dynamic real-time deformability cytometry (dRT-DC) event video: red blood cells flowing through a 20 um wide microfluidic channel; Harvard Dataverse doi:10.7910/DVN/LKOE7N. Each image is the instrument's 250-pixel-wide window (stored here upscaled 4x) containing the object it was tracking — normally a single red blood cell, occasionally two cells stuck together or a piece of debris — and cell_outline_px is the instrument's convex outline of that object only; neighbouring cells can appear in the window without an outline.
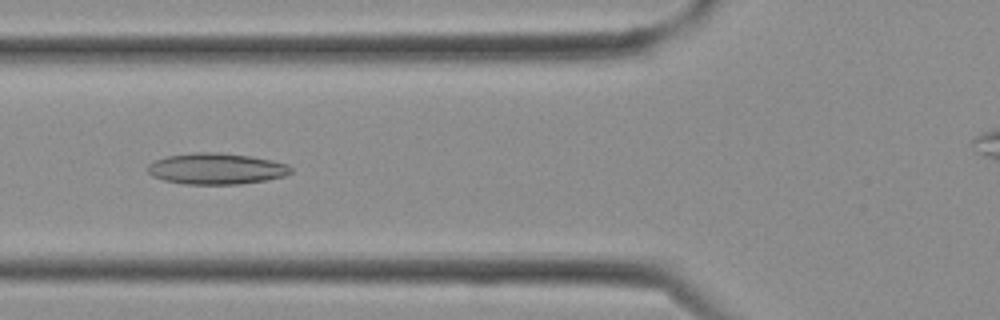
{"species": "Egyptian fruit bat (a non-hibernating species)", "species_latin": "Rousettus aegyptiacus", "temperature_condition": "cold", "stored_images_in_passage": 18, "camera_frame_rate_fps": 3000, "um_per_image_px": 0.085, "frame": {"image": 1, "passage_image": 11, "time_ms": 3.333, "image_size_px": [1000, 320], "cell_outline_px": [[292, 172], [284, 176], [264, 180], [240, 184], [184, 184], [164, 180], [152, 176], [144, 168], [148, 164], [156, 160], [168, 156], [192, 152], [216, 152], [252, 156], [272, 160], [288, 164], [292, 168]], "centroid_in_image_um": [18.37, 14.33], "position_along_channel_um": 107.4, "area_um2": 26.13}}
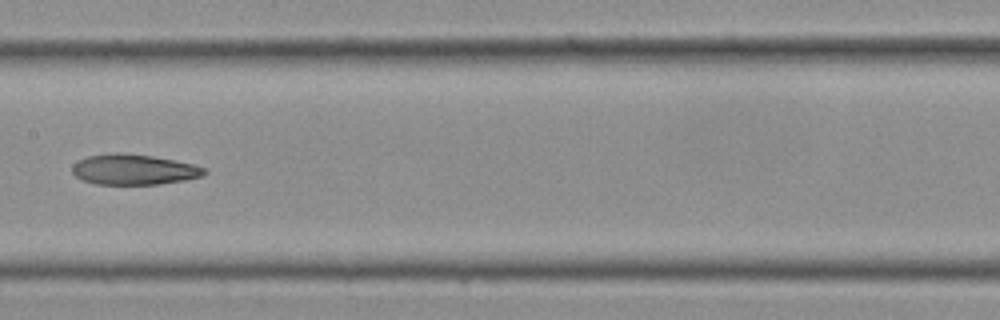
{"frame": {"image": 2, "passage_image": 15, "time_ms": 4.667, "image_size_px": [1000, 320], "cell_outline_px": [[208, 172], [204, 176], [184, 180], [156, 184], [96, 184], [84, 180], [76, 176], [72, 172], [72, 164], [76, 160], [88, 156], [112, 152], [120, 152], [152, 156], [192, 164], [208, 168]], "centroid_in_image_um": [11.37, 14.4], "position_along_channel_um": 196.0, "area_um2": 23.52}}
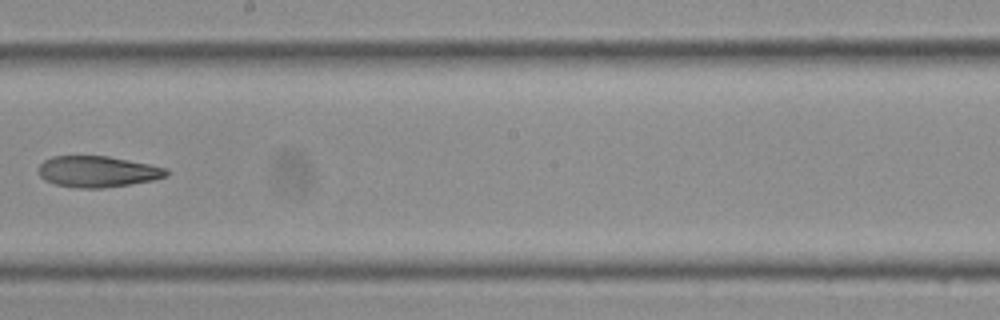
{"frame": {"image": 3, "passage_image": 17, "time_ms": 5.333, "image_size_px": [1000, 320], "cell_outline_px": [[168, 176], [156, 180], [100, 188], [80, 188], [56, 184], [44, 180], [40, 176], [40, 164], [44, 160], [52, 156], [108, 156], [168, 168]], "centroid_in_image_um": [8.32, 14.58], "position_along_channel_um": 239.9, "area_um2": 23.06}}